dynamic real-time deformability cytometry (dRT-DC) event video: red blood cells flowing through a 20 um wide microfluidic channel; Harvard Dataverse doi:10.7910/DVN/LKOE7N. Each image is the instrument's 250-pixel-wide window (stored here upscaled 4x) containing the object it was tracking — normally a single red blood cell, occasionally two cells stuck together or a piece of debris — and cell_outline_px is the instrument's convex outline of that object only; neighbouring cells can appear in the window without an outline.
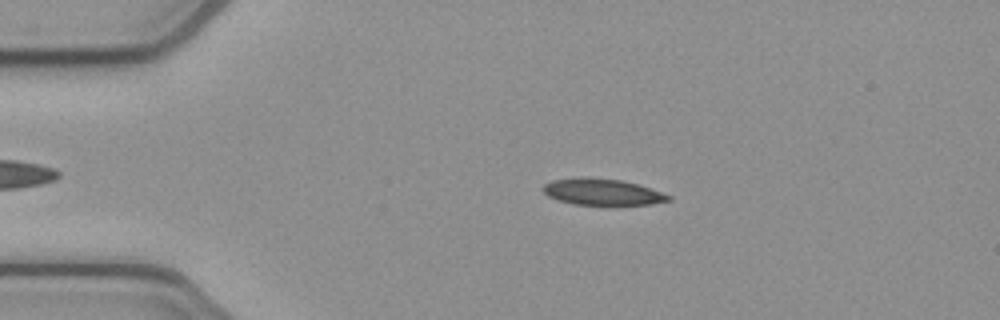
{"species": "common noctule bat (a hibernating species)", "species_latin": "Nyctalus noctula", "temperature_condition": "cold", "stored_images_in_passage": 52, "camera_frame_rate_fps": 3000, "um_per_image_px": 0.085, "animal": {"sex": "female", "body_mass_g": 21.9}, "frame": {"image": 1, "passage_image": 10, "time_ms": 3.0, "image_size_px": [1000, 320], "cell_outline_px": [[672, 200], [652, 204], [572, 204], [548, 196], [540, 188], [544, 184], [552, 180], [580, 176], [588, 176], [620, 180], [640, 184], [672, 196]], "centroid_in_image_um": [51.18, 16.29], "position_along_channel_um": 33.8, "area_um2": 19.42}}
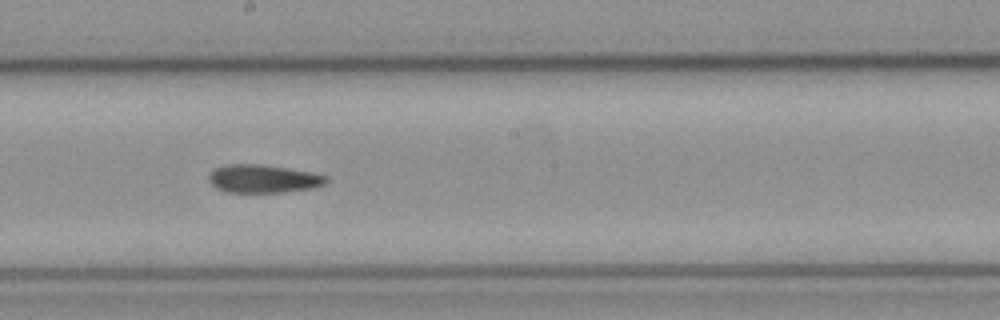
{"frame": {"image": 2, "passage_image": 28, "time_ms": 9.0, "image_size_px": [1000, 320], "cell_outline_px": [[328, 180], [324, 184], [312, 188], [284, 192], [224, 192], [216, 188], [208, 180], [208, 172], [216, 168], [228, 164], [260, 164], [312, 172], [328, 176]], "centroid_in_image_um": [22.35, 15.19], "position_along_channel_um": 225.9, "area_um2": 19.31}}
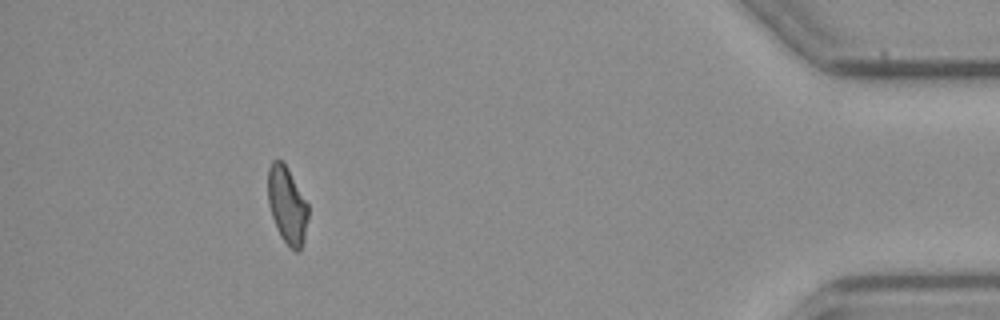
{"frame": {"image": 3, "passage_image": 47, "time_ms": 15.333, "image_size_px": [1000, 320], "cell_outline_px": [[308, 216], [304, 240], [300, 252], [296, 252], [280, 236], [276, 228], [268, 204], [268, 168], [272, 160], [280, 160], [284, 164], [308, 204]], "centroid_in_image_um": [24.4, 17.47], "position_along_channel_um": 410.8, "area_um2": 17.8}, "authors_computed_cell_mechanics": {"area_um2": 19.4208, "velocity_mm_per_s": 3.8903, "shape_relaxation_time_tau1_ms": null, "shape_relaxation_time_tau2_ms": 8.2839, "deformation_change_tau1": null, "deformation_change_tau2": 0.1514}}